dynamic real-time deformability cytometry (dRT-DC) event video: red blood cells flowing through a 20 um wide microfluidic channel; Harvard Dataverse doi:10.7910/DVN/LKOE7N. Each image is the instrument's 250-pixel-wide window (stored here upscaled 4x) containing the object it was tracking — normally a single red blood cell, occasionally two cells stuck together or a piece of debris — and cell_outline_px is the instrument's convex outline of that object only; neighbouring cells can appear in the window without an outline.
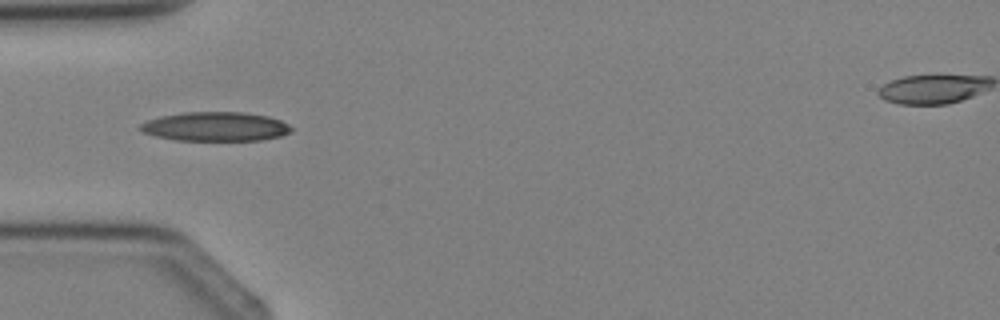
{"species": "Egyptian fruit bat (a non-hibernating species)", "species_latin": "Rousettus aegyptiacus", "temperature_condition": "cold", "stored_images_in_passage": 3, "camera_frame_rate_fps": 3000, "um_per_image_px": 0.085, "animal": {"sex": "female"}, "frame": {"image": 1, "passage_image": 3, "time_ms": 3.333, "image_size_px": [1000, 320], "cell_outline_px": [[292, 132], [280, 136], [260, 140], [176, 140], [156, 136], [144, 132], [136, 128], [140, 124], [148, 120], [160, 116], [184, 112], [240, 112], [268, 116], [280, 120], [288, 124], [292, 128]], "centroid_in_image_um": [18.3, 10.75], "position_along_channel_um": 66.7, "area_um2": 25.61}}